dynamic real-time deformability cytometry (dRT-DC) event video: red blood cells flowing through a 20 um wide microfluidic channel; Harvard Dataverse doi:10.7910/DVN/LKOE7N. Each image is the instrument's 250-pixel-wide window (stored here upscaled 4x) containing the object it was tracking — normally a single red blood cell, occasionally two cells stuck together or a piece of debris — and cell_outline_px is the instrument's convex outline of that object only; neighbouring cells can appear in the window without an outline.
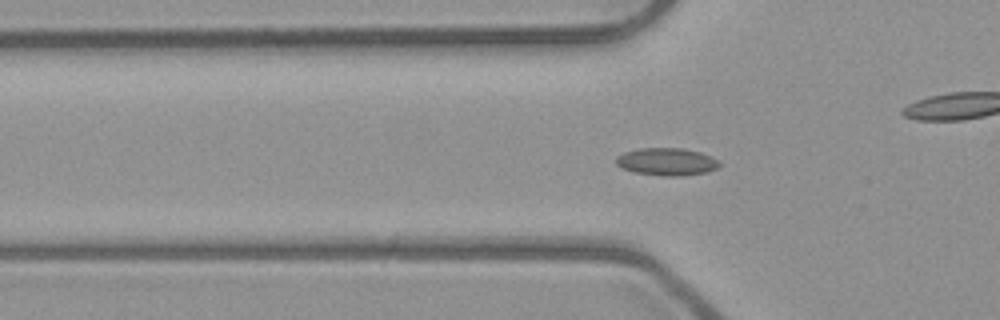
{"species": "common noctule bat (a hibernating species)", "species_latin": "Nyctalus noctula", "temperature_condition": "room temperature", "stored_images_in_passage": 54, "camera_frame_rate_fps": 3000, "um_per_image_px": 0.085, "animal": {"sex": "male", "body_mass_g": 23.1, "forearm_length_mm": 52.7}, "frame": {"image": 1, "passage_image": 18, "time_ms": 5.667, "image_size_px": [1000, 320], "cell_outline_px": [[720, 164], [716, 168], [708, 172], [680, 176], [664, 176], [636, 172], [620, 168], [616, 164], [616, 156], [624, 152], [640, 148], [684, 148], [700, 152], [712, 156]], "centroid_in_image_um": [56.65, 13.74], "position_along_channel_um": 69.1, "area_um2": 16.59}}
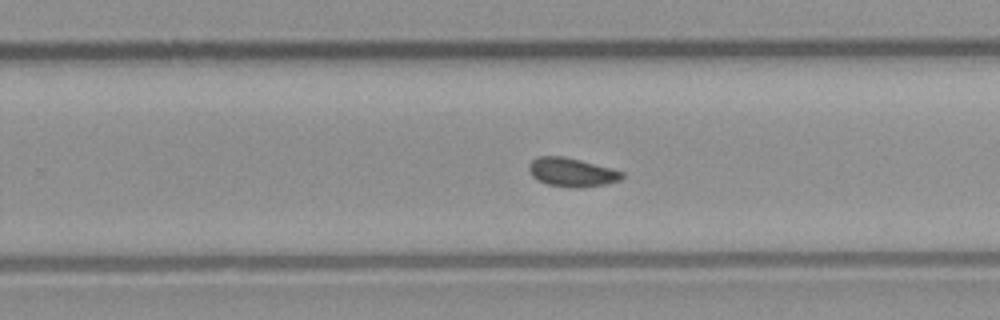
{"frame": {"image": 2, "passage_image": 34, "time_ms": 11.0, "image_size_px": [1000, 320], "cell_outline_px": [[624, 176], [620, 180], [604, 184], [580, 188], [572, 188], [548, 184], [536, 180], [528, 172], [528, 164], [532, 160], [540, 156], [564, 156], [612, 168], [624, 172]], "centroid_in_image_um": [48.58, 14.64], "position_along_channel_um": 281.2, "area_um2": 15.72}}
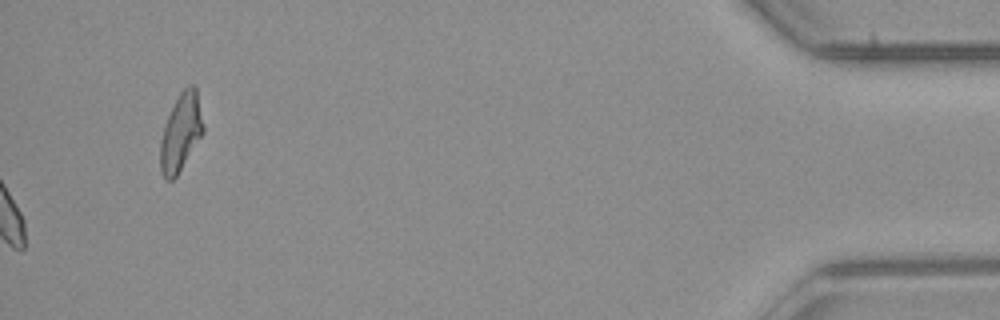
{"frame": {"image": 3, "passage_image": 54, "time_ms": 17.667, "image_size_px": [1000, 320], "cell_outline_px": [[204, 132], [176, 176], [172, 180], [164, 180], [160, 172], [160, 140], [164, 124], [180, 92], [188, 84], [196, 84], [204, 128]], "centroid_in_image_um": [15.36, 11.24], "position_along_channel_um": 419.8, "area_um2": 19.42}, "authors_computed_cell_mechanics": {"area_um2": 15.4615, "velocity_mm_per_s": 3.9667, "shape_relaxation_time_tau1_ms": 3.8651, "shape_relaxation_time_tau2_ms": 3.2494, "deformation_change_tau1": 0.0652, "deformation_change_tau2": 0.0614}}